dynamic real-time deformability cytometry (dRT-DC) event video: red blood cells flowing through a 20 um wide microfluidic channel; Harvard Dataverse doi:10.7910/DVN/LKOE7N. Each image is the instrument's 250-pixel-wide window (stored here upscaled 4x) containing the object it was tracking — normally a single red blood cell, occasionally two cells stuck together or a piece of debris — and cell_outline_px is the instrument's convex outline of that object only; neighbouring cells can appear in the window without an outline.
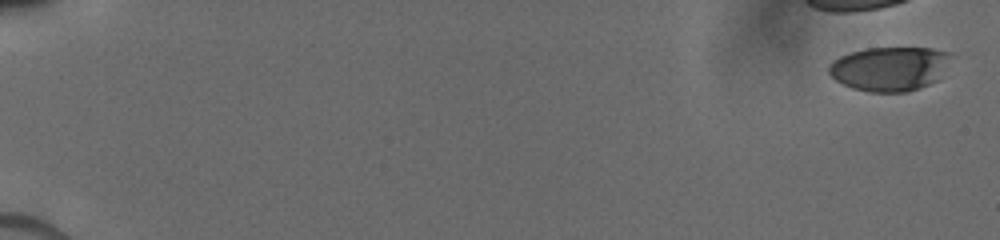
{"species": "human", "species_latin": "Homo sapiens", "temperature_condition": "cold", "stored_images_in_passage": 41, "camera_frame_rate_fps": 3000, "um_per_image_px": 0.085, "donor": {"sex": "male"}, "frame": {"image": 1, "passage_image": 1, "time_ms": 0.0, "image_size_px": [1000, 240], "cell_outline_px": [[952, 52], [936, 80], [920, 88], [908, 92], [868, 92], [852, 88], [836, 80], [828, 72], [828, 64], [832, 60], [840, 56], [852, 52], [868, 48], [932, 48]], "centroid_in_image_um": [75.56, 5.84], "position_along_channel_um": 9.4, "area_um2": 31.21}}